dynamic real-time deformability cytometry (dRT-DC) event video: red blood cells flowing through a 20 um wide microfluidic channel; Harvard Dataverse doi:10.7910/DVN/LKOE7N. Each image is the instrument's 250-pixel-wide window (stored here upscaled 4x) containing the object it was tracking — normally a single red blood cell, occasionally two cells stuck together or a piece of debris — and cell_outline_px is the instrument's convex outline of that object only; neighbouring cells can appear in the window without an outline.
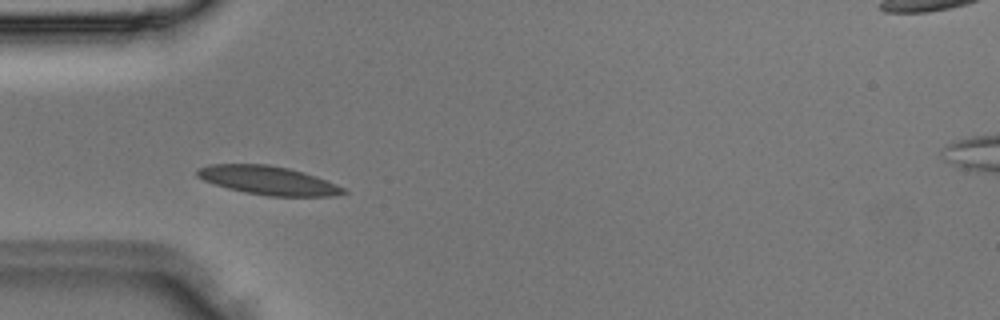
{"species": "Egyptian fruit bat (a non-hibernating species)", "species_latin": "Rousettus aegyptiacus", "temperature_condition": "room temperature", "stored_images_in_passage": 4, "camera_frame_rate_fps": 3000, "um_per_image_px": 0.085, "animal": {"sex": "male"}, "frame": {"image": 1, "passage_image": 3, "time_ms": 0.667, "image_size_px": [1000, 320], "cell_outline_px": [[348, 192], [332, 196], [268, 196], [244, 192], [228, 188], [204, 180], [196, 176], [196, 168], [208, 164], [268, 164], [288, 168], [304, 172], [316, 176], [336, 184], [344, 188]], "centroid_in_image_um": [22.77, 15.32], "position_along_channel_um": 62.2, "area_um2": 24.39}}
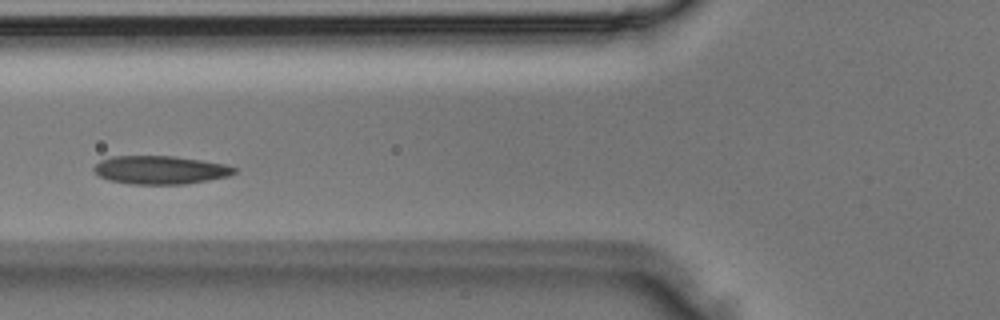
{"frame": {"image": 2, "passage_image": 4, "time_ms": 1.0, "image_size_px": [1000, 320], "cell_outline_px": [[236, 172], [228, 176], [208, 180], [184, 184], [132, 184], [108, 180], [100, 176], [92, 168], [100, 160], [112, 156], [176, 156], [228, 164], [236, 168]], "centroid_in_image_um": [13.64, 14.44], "position_along_channel_um": 112.2, "area_um2": 23.24}}